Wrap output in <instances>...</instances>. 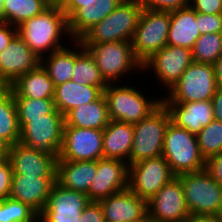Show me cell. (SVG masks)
<instances>
[{"mask_svg":"<svg viewBox=\"0 0 222 222\" xmlns=\"http://www.w3.org/2000/svg\"><path fill=\"white\" fill-rule=\"evenodd\" d=\"M171 121L168 109L162 103L148 117L134 123V138L129 165L162 155L165 130Z\"/></svg>","mask_w":222,"mask_h":222,"instance_id":"obj_8","label":"cell"},{"mask_svg":"<svg viewBox=\"0 0 222 222\" xmlns=\"http://www.w3.org/2000/svg\"><path fill=\"white\" fill-rule=\"evenodd\" d=\"M79 222H105L103 210L99 202L90 201L83 209Z\"/></svg>","mask_w":222,"mask_h":222,"instance_id":"obj_42","label":"cell"},{"mask_svg":"<svg viewBox=\"0 0 222 222\" xmlns=\"http://www.w3.org/2000/svg\"><path fill=\"white\" fill-rule=\"evenodd\" d=\"M200 35L198 13L191 6L170 11L167 45L192 50Z\"/></svg>","mask_w":222,"mask_h":222,"instance_id":"obj_23","label":"cell"},{"mask_svg":"<svg viewBox=\"0 0 222 222\" xmlns=\"http://www.w3.org/2000/svg\"><path fill=\"white\" fill-rule=\"evenodd\" d=\"M81 44L93 57L108 84H119L126 74L142 70V63L135 57L131 41Z\"/></svg>","mask_w":222,"mask_h":222,"instance_id":"obj_4","label":"cell"},{"mask_svg":"<svg viewBox=\"0 0 222 222\" xmlns=\"http://www.w3.org/2000/svg\"><path fill=\"white\" fill-rule=\"evenodd\" d=\"M187 222H222V216L190 215Z\"/></svg>","mask_w":222,"mask_h":222,"instance_id":"obj_46","label":"cell"},{"mask_svg":"<svg viewBox=\"0 0 222 222\" xmlns=\"http://www.w3.org/2000/svg\"><path fill=\"white\" fill-rule=\"evenodd\" d=\"M14 98L53 99L55 84L40 64L9 86Z\"/></svg>","mask_w":222,"mask_h":222,"instance_id":"obj_25","label":"cell"},{"mask_svg":"<svg viewBox=\"0 0 222 222\" xmlns=\"http://www.w3.org/2000/svg\"><path fill=\"white\" fill-rule=\"evenodd\" d=\"M134 125L110 120L103 129V158L120 159L129 165Z\"/></svg>","mask_w":222,"mask_h":222,"instance_id":"obj_24","label":"cell"},{"mask_svg":"<svg viewBox=\"0 0 222 222\" xmlns=\"http://www.w3.org/2000/svg\"><path fill=\"white\" fill-rule=\"evenodd\" d=\"M190 6L197 13L222 14V0H190Z\"/></svg>","mask_w":222,"mask_h":222,"instance_id":"obj_40","label":"cell"},{"mask_svg":"<svg viewBox=\"0 0 222 222\" xmlns=\"http://www.w3.org/2000/svg\"><path fill=\"white\" fill-rule=\"evenodd\" d=\"M35 222H43V221H41V220L38 218Z\"/></svg>","mask_w":222,"mask_h":222,"instance_id":"obj_53","label":"cell"},{"mask_svg":"<svg viewBox=\"0 0 222 222\" xmlns=\"http://www.w3.org/2000/svg\"><path fill=\"white\" fill-rule=\"evenodd\" d=\"M40 64L41 59L17 34L0 52V86L9 87L20 76L34 70Z\"/></svg>","mask_w":222,"mask_h":222,"instance_id":"obj_16","label":"cell"},{"mask_svg":"<svg viewBox=\"0 0 222 222\" xmlns=\"http://www.w3.org/2000/svg\"><path fill=\"white\" fill-rule=\"evenodd\" d=\"M70 43H72L71 48L70 45H66L41 59L42 67L54 82L55 86L66 83L73 77V69L75 65V40H70Z\"/></svg>","mask_w":222,"mask_h":222,"instance_id":"obj_29","label":"cell"},{"mask_svg":"<svg viewBox=\"0 0 222 222\" xmlns=\"http://www.w3.org/2000/svg\"><path fill=\"white\" fill-rule=\"evenodd\" d=\"M0 138L10 146L19 142L16 103L10 87L0 86Z\"/></svg>","mask_w":222,"mask_h":222,"instance_id":"obj_31","label":"cell"},{"mask_svg":"<svg viewBox=\"0 0 222 222\" xmlns=\"http://www.w3.org/2000/svg\"><path fill=\"white\" fill-rule=\"evenodd\" d=\"M213 104L214 119L222 121V88H218L211 99Z\"/></svg>","mask_w":222,"mask_h":222,"instance_id":"obj_45","label":"cell"},{"mask_svg":"<svg viewBox=\"0 0 222 222\" xmlns=\"http://www.w3.org/2000/svg\"><path fill=\"white\" fill-rule=\"evenodd\" d=\"M38 215L29 205L11 197L0 200V222H35Z\"/></svg>","mask_w":222,"mask_h":222,"instance_id":"obj_35","label":"cell"},{"mask_svg":"<svg viewBox=\"0 0 222 222\" xmlns=\"http://www.w3.org/2000/svg\"><path fill=\"white\" fill-rule=\"evenodd\" d=\"M216 82L219 88H222V55L213 64Z\"/></svg>","mask_w":222,"mask_h":222,"instance_id":"obj_47","label":"cell"},{"mask_svg":"<svg viewBox=\"0 0 222 222\" xmlns=\"http://www.w3.org/2000/svg\"><path fill=\"white\" fill-rule=\"evenodd\" d=\"M89 202L85 193L63 188L55 182L38 218L43 222H79Z\"/></svg>","mask_w":222,"mask_h":222,"instance_id":"obj_14","label":"cell"},{"mask_svg":"<svg viewBox=\"0 0 222 222\" xmlns=\"http://www.w3.org/2000/svg\"><path fill=\"white\" fill-rule=\"evenodd\" d=\"M140 222H162L157 219L152 218L150 215H147L143 220Z\"/></svg>","mask_w":222,"mask_h":222,"instance_id":"obj_50","label":"cell"},{"mask_svg":"<svg viewBox=\"0 0 222 222\" xmlns=\"http://www.w3.org/2000/svg\"><path fill=\"white\" fill-rule=\"evenodd\" d=\"M198 26L201 35L222 33V14L198 13Z\"/></svg>","mask_w":222,"mask_h":222,"instance_id":"obj_38","label":"cell"},{"mask_svg":"<svg viewBox=\"0 0 222 222\" xmlns=\"http://www.w3.org/2000/svg\"><path fill=\"white\" fill-rule=\"evenodd\" d=\"M13 174L55 177L57 157L43 150L15 143L9 147L8 157Z\"/></svg>","mask_w":222,"mask_h":222,"instance_id":"obj_17","label":"cell"},{"mask_svg":"<svg viewBox=\"0 0 222 222\" xmlns=\"http://www.w3.org/2000/svg\"><path fill=\"white\" fill-rule=\"evenodd\" d=\"M4 0H0V16L2 17Z\"/></svg>","mask_w":222,"mask_h":222,"instance_id":"obj_51","label":"cell"},{"mask_svg":"<svg viewBox=\"0 0 222 222\" xmlns=\"http://www.w3.org/2000/svg\"><path fill=\"white\" fill-rule=\"evenodd\" d=\"M148 215L162 222H187L190 213L176 176L147 201Z\"/></svg>","mask_w":222,"mask_h":222,"instance_id":"obj_15","label":"cell"},{"mask_svg":"<svg viewBox=\"0 0 222 222\" xmlns=\"http://www.w3.org/2000/svg\"><path fill=\"white\" fill-rule=\"evenodd\" d=\"M174 177L162 155L128 165V188L146 201Z\"/></svg>","mask_w":222,"mask_h":222,"instance_id":"obj_11","label":"cell"},{"mask_svg":"<svg viewBox=\"0 0 222 222\" xmlns=\"http://www.w3.org/2000/svg\"><path fill=\"white\" fill-rule=\"evenodd\" d=\"M169 28L170 11L142 10L132 39L134 55L142 64L167 45Z\"/></svg>","mask_w":222,"mask_h":222,"instance_id":"obj_9","label":"cell"},{"mask_svg":"<svg viewBox=\"0 0 222 222\" xmlns=\"http://www.w3.org/2000/svg\"><path fill=\"white\" fill-rule=\"evenodd\" d=\"M55 177L13 174L9 197L29 205L38 214L46 205Z\"/></svg>","mask_w":222,"mask_h":222,"instance_id":"obj_20","label":"cell"},{"mask_svg":"<svg viewBox=\"0 0 222 222\" xmlns=\"http://www.w3.org/2000/svg\"><path fill=\"white\" fill-rule=\"evenodd\" d=\"M19 142L25 146L54 154L57 158L63 144L64 116L56 109L43 117L18 122Z\"/></svg>","mask_w":222,"mask_h":222,"instance_id":"obj_10","label":"cell"},{"mask_svg":"<svg viewBox=\"0 0 222 222\" xmlns=\"http://www.w3.org/2000/svg\"><path fill=\"white\" fill-rule=\"evenodd\" d=\"M69 0H48L49 5L62 8Z\"/></svg>","mask_w":222,"mask_h":222,"instance_id":"obj_49","label":"cell"},{"mask_svg":"<svg viewBox=\"0 0 222 222\" xmlns=\"http://www.w3.org/2000/svg\"><path fill=\"white\" fill-rule=\"evenodd\" d=\"M12 167L8 158L0 159V200L9 197L12 184Z\"/></svg>","mask_w":222,"mask_h":222,"instance_id":"obj_39","label":"cell"},{"mask_svg":"<svg viewBox=\"0 0 222 222\" xmlns=\"http://www.w3.org/2000/svg\"><path fill=\"white\" fill-rule=\"evenodd\" d=\"M142 10L143 7L138 0H123L114 11L89 29L79 41L81 43L132 42Z\"/></svg>","mask_w":222,"mask_h":222,"instance_id":"obj_3","label":"cell"},{"mask_svg":"<svg viewBox=\"0 0 222 222\" xmlns=\"http://www.w3.org/2000/svg\"><path fill=\"white\" fill-rule=\"evenodd\" d=\"M168 109L171 122L197 135L214 119L211 100L188 103H163Z\"/></svg>","mask_w":222,"mask_h":222,"instance_id":"obj_21","label":"cell"},{"mask_svg":"<svg viewBox=\"0 0 222 222\" xmlns=\"http://www.w3.org/2000/svg\"><path fill=\"white\" fill-rule=\"evenodd\" d=\"M204 170L222 186V152L205 159Z\"/></svg>","mask_w":222,"mask_h":222,"instance_id":"obj_41","label":"cell"},{"mask_svg":"<svg viewBox=\"0 0 222 222\" xmlns=\"http://www.w3.org/2000/svg\"><path fill=\"white\" fill-rule=\"evenodd\" d=\"M218 88L213 65L192 62L165 96L162 94V103L211 100Z\"/></svg>","mask_w":222,"mask_h":222,"instance_id":"obj_7","label":"cell"},{"mask_svg":"<svg viewBox=\"0 0 222 222\" xmlns=\"http://www.w3.org/2000/svg\"><path fill=\"white\" fill-rule=\"evenodd\" d=\"M109 83L103 91L105 97L108 115L110 120L122 123H137L142 119L148 117L162 104V97L158 99H151L142 90H138L136 86H129L123 82ZM137 88V89H135ZM141 91V92H140Z\"/></svg>","mask_w":222,"mask_h":222,"instance_id":"obj_2","label":"cell"},{"mask_svg":"<svg viewBox=\"0 0 222 222\" xmlns=\"http://www.w3.org/2000/svg\"><path fill=\"white\" fill-rule=\"evenodd\" d=\"M177 177L190 215L222 216V186L204 169Z\"/></svg>","mask_w":222,"mask_h":222,"instance_id":"obj_6","label":"cell"},{"mask_svg":"<svg viewBox=\"0 0 222 222\" xmlns=\"http://www.w3.org/2000/svg\"><path fill=\"white\" fill-rule=\"evenodd\" d=\"M96 169L97 161H62L57 158L55 181L63 188L87 195Z\"/></svg>","mask_w":222,"mask_h":222,"instance_id":"obj_22","label":"cell"},{"mask_svg":"<svg viewBox=\"0 0 222 222\" xmlns=\"http://www.w3.org/2000/svg\"><path fill=\"white\" fill-rule=\"evenodd\" d=\"M123 0H97L90 7L79 8L68 19V30L72 40H79L89 29L114 11Z\"/></svg>","mask_w":222,"mask_h":222,"instance_id":"obj_27","label":"cell"},{"mask_svg":"<svg viewBox=\"0 0 222 222\" xmlns=\"http://www.w3.org/2000/svg\"><path fill=\"white\" fill-rule=\"evenodd\" d=\"M103 91L97 86L79 85L73 80L60 84L55 88V108L63 116L78 106L97 100Z\"/></svg>","mask_w":222,"mask_h":222,"instance_id":"obj_28","label":"cell"},{"mask_svg":"<svg viewBox=\"0 0 222 222\" xmlns=\"http://www.w3.org/2000/svg\"><path fill=\"white\" fill-rule=\"evenodd\" d=\"M143 9L173 11L190 6V0H138Z\"/></svg>","mask_w":222,"mask_h":222,"instance_id":"obj_37","label":"cell"},{"mask_svg":"<svg viewBox=\"0 0 222 222\" xmlns=\"http://www.w3.org/2000/svg\"><path fill=\"white\" fill-rule=\"evenodd\" d=\"M128 187V164L120 159L97 160L96 175L87 193L90 201L98 202Z\"/></svg>","mask_w":222,"mask_h":222,"instance_id":"obj_18","label":"cell"},{"mask_svg":"<svg viewBox=\"0 0 222 222\" xmlns=\"http://www.w3.org/2000/svg\"><path fill=\"white\" fill-rule=\"evenodd\" d=\"M105 221L140 222L148 215L147 201L128 187L98 201Z\"/></svg>","mask_w":222,"mask_h":222,"instance_id":"obj_19","label":"cell"},{"mask_svg":"<svg viewBox=\"0 0 222 222\" xmlns=\"http://www.w3.org/2000/svg\"><path fill=\"white\" fill-rule=\"evenodd\" d=\"M62 161H97L103 158V130L63 127Z\"/></svg>","mask_w":222,"mask_h":222,"instance_id":"obj_13","label":"cell"},{"mask_svg":"<svg viewBox=\"0 0 222 222\" xmlns=\"http://www.w3.org/2000/svg\"><path fill=\"white\" fill-rule=\"evenodd\" d=\"M17 34L40 59L67 45L63 43L64 34V37L67 35L66 40H72L65 13L60 7L53 5L20 24Z\"/></svg>","mask_w":222,"mask_h":222,"instance_id":"obj_1","label":"cell"},{"mask_svg":"<svg viewBox=\"0 0 222 222\" xmlns=\"http://www.w3.org/2000/svg\"><path fill=\"white\" fill-rule=\"evenodd\" d=\"M97 0H69L61 9L69 19L79 8L93 6Z\"/></svg>","mask_w":222,"mask_h":222,"instance_id":"obj_44","label":"cell"},{"mask_svg":"<svg viewBox=\"0 0 222 222\" xmlns=\"http://www.w3.org/2000/svg\"><path fill=\"white\" fill-rule=\"evenodd\" d=\"M10 145L0 138V159L7 158Z\"/></svg>","mask_w":222,"mask_h":222,"instance_id":"obj_48","label":"cell"},{"mask_svg":"<svg viewBox=\"0 0 222 222\" xmlns=\"http://www.w3.org/2000/svg\"><path fill=\"white\" fill-rule=\"evenodd\" d=\"M222 55V33L203 34L192 48L193 62L211 64Z\"/></svg>","mask_w":222,"mask_h":222,"instance_id":"obj_33","label":"cell"},{"mask_svg":"<svg viewBox=\"0 0 222 222\" xmlns=\"http://www.w3.org/2000/svg\"><path fill=\"white\" fill-rule=\"evenodd\" d=\"M71 80L79 85L97 86L102 91L108 86L95 60L79 40H75V65Z\"/></svg>","mask_w":222,"mask_h":222,"instance_id":"obj_30","label":"cell"},{"mask_svg":"<svg viewBox=\"0 0 222 222\" xmlns=\"http://www.w3.org/2000/svg\"><path fill=\"white\" fill-rule=\"evenodd\" d=\"M4 22L2 20V17L0 16V25H2Z\"/></svg>","mask_w":222,"mask_h":222,"instance_id":"obj_52","label":"cell"},{"mask_svg":"<svg viewBox=\"0 0 222 222\" xmlns=\"http://www.w3.org/2000/svg\"><path fill=\"white\" fill-rule=\"evenodd\" d=\"M49 6L48 0H4L2 20L18 27Z\"/></svg>","mask_w":222,"mask_h":222,"instance_id":"obj_32","label":"cell"},{"mask_svg":"<svg viewBox=\"0 0 222 222\" xmlns=\"http://www.w3.org/2000/svg\"><path fill=\"white\" fill-rule=\"evenodd\" d=\"M199 150L204 159L222 152V121L213 119L196 135Z\"/></svg>","mask_w":222,"mask_h":222,"instance_id":"obj_34","label":"cell"},{"mask_svg":"<svg viewBox=\"0 0 222 222\" xmlns=\"http://www.w3.org/2000/svg\"><path fill=\"white\" fill-rule=\"evenodd\" d=\"M162 156L175 176L204 169L196 135L171 121L165 130Z\"/></svg>","mask_w":222,"mask_h":222,"instance_id":"obj_5","label":"cell"},{"mask_svg":"<svg viewBox=\"0 0 222 222\" xmlns=\"http://www.w3.org/2000/svg\"><path fill=\"white\" fill-rule=\"evenodd\" d=\"M192 62V50L166 45L142 64V71L152 70L163 89L169 91Z\"/></svg>","mask_w":222,"mask_h":222,"instance_id":"obj_12","label":"cell"},{"mask_svg":"<svg viewBox=\"0 0 222 222\" xmlns=\"http://www.w3.org/2000/svg\"><path fill=\"white\" fill-rule=\"evenodd\" d=\"M109 121L107 103L103 94L97 100L71 109L64 115V127L103 130Z\"/></svg>","mask_w":222,"mask_h":222,"instance_id":"obj_26","label":"cell"},{"mask_svg":"<svg viewBox=\"0 0 222 222\" xmlns=\"http://www.w3.org/2000/svg\"><path fill=\"white\" fill-rule=\"evenodd\" d=\"M18 122H29V118L43 117L56 108L54 99L14 98Z\"/></svg>","mask_w":222,"mask_h":222,"instance_id":"obj_36","label":"cell"},{"mask_svg":"<svg viewBox=\"0 0 222 222\" xmlns=\"http://www.w3.org/2000/svg\"><path fill=\"white\" fill-rule=\"evenodd\" d=\"M17 35V27L8 23L0 25V52H2L11 40Z\"/></svg>","mask_w":222,"mask_h":222,"instance_id":"obj_43","label":"cell"}]
</instances>
